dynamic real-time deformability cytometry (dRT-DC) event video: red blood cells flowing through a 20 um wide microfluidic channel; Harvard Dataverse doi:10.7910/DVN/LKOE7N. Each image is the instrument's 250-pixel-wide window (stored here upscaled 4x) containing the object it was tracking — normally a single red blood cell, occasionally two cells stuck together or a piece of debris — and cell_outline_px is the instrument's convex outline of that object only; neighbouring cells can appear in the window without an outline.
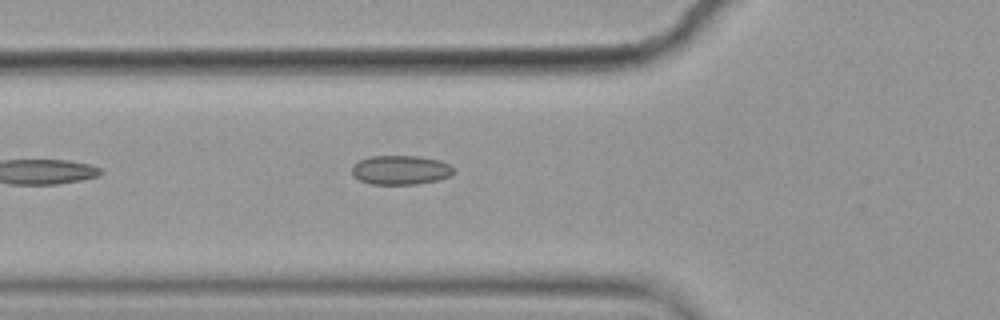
{"species": "common noctule bat (a hibernating species)", "species_latin": "Nyctalus noctula", "temperature_condition": "cold", "stored_images_in_passage": 5, "camera_frame_rate_fps": 3000, "um_per_image_px": 0.085, "animal": {"sex": "female", "body_mass_g": 19.9}, "frame": {"image": 1, "passage_image": 5, "time_ms": 1.333, "image_size_px": [1000, 320], "cell_outline_px": [[456, 172], [452, 176], [436, 180], [416, 184], [372, 184], [360, 180], [352, 176], [352, 168], [360, 160], [372, 156], [416, 156], [440, 160], [448, 164]], "centroid_in_image_um": [34.07, 14.45], "position_along_channel_um": 91.7, "area_um2": 17.22}}